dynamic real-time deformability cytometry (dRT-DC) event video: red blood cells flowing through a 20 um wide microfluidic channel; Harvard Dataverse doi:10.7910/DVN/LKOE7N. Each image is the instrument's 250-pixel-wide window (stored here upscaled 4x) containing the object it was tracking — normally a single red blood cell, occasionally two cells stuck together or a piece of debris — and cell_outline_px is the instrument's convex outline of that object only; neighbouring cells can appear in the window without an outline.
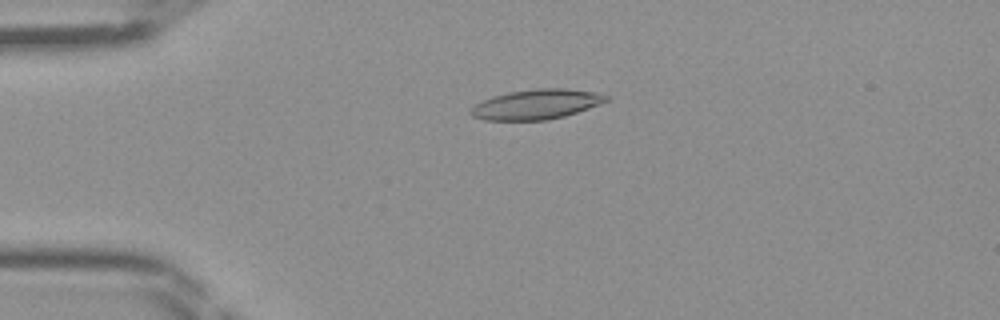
{"species": "Egyptian fruit bat (a non-hibernating species)", "species_latin": "Rousettus aegyptiacus", "temperature_condition": "room temperature", "stored_images_in_passage": 46, "camera_frame_rate_fps": 3000, "um_per_image_px": 0.085, "frame": {"image": 1, "passage_image": 11, "time_ms": 3.333, "image_size_px": [1000, 320], "cell_outline_px": [[608, 100], [600, 104], [564, 116], [548, 120], [484, 120], [472, 116], [468, 112], [468, 108], [492, 96], [508, 92], [536, 88], [568, 88], [596, 92], [608, 96]], "centroid_in_image_um": [45.56, 8.86], "position_along_channel_um": 39.4, "area_um2": 23.7}}
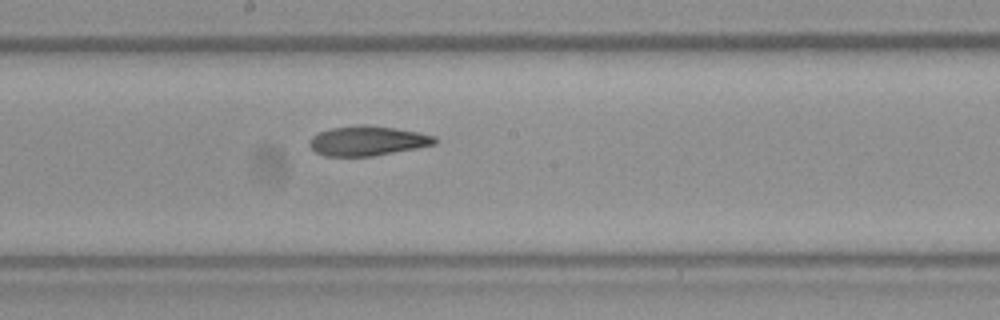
{"frame": {"image": 2, "passage_image": 25, "time_ms": 8.0, "image_size_px": [1000, 320], "cell_outline_px": [[436, 144], [416, 148], [372, 156], [324, 156], [316, 152], [308, 144], [312, 136], [320, 132], [332, 128], [364, 124], [396, 128], [420, 132], [436, 136]], "centroid_in_image_um": [31.25, 11.96], "position_along_channel_um": 216.9, "area_um2": 21.62}}
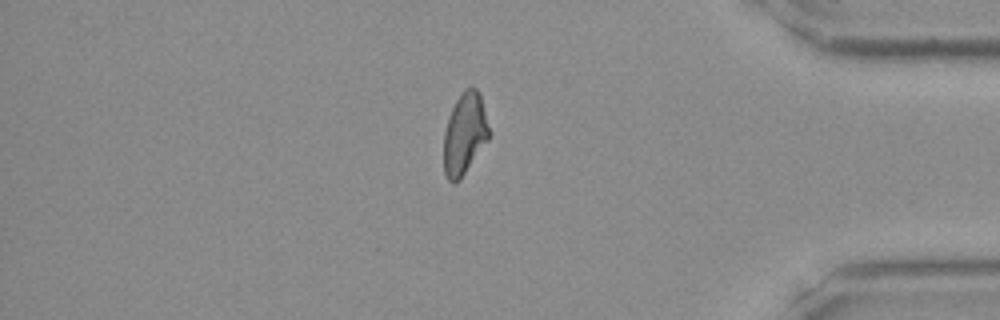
{"frame": {"image": 3, "passage_image": 39, "time_ms": 12.667, "image_size_px": [1000, 320], "cell_outline_px": [[488, 140], [460, 180], [456, 184], [452, 184], [448, 180], [444, 172], [444, 132], [448, 116], [456, 100], [464, 88], [476, 88], [480, 92], [488, 128]], "centroid_in_image_um": [39.47, 11.4], "position_along_channel_um": 395.7, "area_um2": 21.44}}